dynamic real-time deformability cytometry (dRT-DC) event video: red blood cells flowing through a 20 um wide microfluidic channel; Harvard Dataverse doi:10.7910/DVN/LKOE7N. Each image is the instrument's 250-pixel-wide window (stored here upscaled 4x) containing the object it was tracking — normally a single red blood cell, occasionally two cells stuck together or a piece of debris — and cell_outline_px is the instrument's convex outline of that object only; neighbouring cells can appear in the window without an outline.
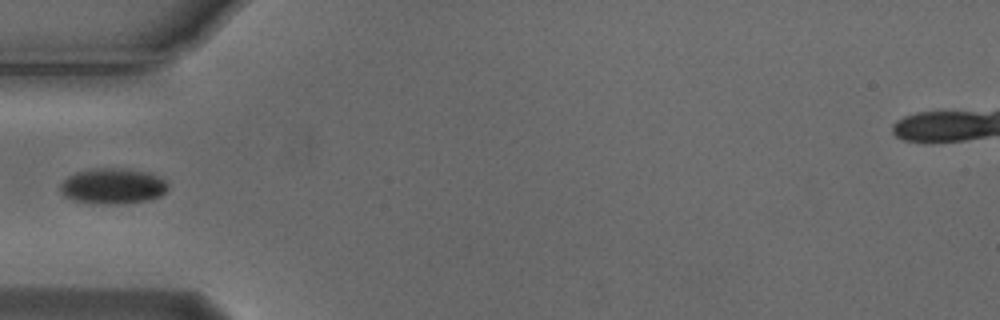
{"species": "Egyptian fruit bat (a non-hibernating species)", "species_latin": "Rousettus aegyptiacus", "temperature_condition": "cold", "stored_images_in_passage": 1, "camera_frame_rate_fps": 3000, "um_per_image_px": 0.085, "animal": {"sex": "male"}, "frame": {"image": 1, "passage_image": 1, "time_ms": 0.0, "image_size_px": [1000, 320], "cell_outline_px": [[168, 188], [160, 196], [148, 200], [120, 204], [100, 204], [72, 200], [64, 196], [60, 192], [60, 184], [68, 176], [76, 172], [96, 168], [120, 168], [148, 172], [164, 180], [168, 184]], "centroid_in_image_um": [9.56, 15.82], "position_along_channel_um": 75.4, "area_um2": 22.37}}